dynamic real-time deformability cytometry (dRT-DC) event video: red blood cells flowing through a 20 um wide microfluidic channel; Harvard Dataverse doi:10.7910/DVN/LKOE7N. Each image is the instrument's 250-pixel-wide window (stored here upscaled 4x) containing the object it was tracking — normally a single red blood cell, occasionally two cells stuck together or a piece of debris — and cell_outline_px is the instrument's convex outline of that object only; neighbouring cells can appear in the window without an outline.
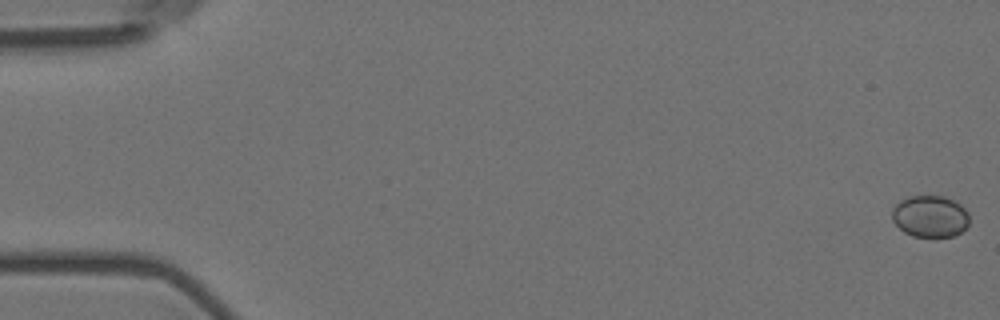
{"species": "Egyptian fruit bat (a non-hibernating species)", "species_latin": "Rousettus aegyptiacus", "temperature_condition": "room temperature", "stored_images_in_passage": 21, "camera_frame_rate_fps": 3000, "um_per_image_px": 0.085, "animal": {"sex": "female"}, "frame": {"image": 1, "passage_image": 1, "time_ms": 0.0, "image_size_px": [1000, 320], "cell_outline_px": [[968, 224], [960, 232], [952, 236], [936, 240], [932, 240], [912, 236], [904, 232], [892, 220], [892, 208], [900, 200], [908, 196], [944, 196], [960, 204], [968, 212]], "centroid_in_image_um": [79.04, 18.43], "position_along_channel_um": 6.0, "area_um2": 19.31}}
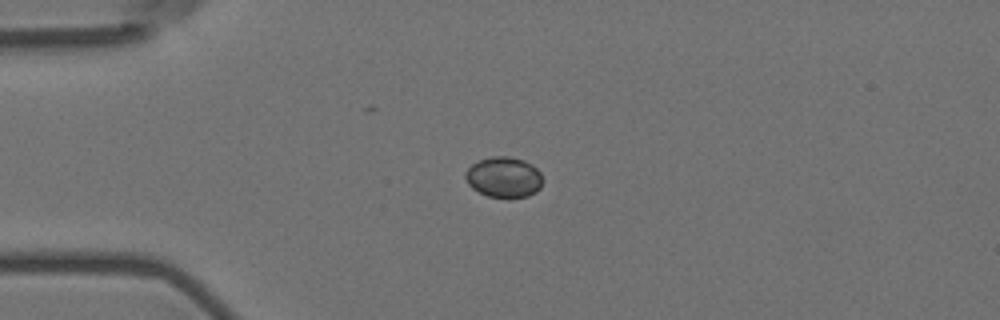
{"frame": {"image": 2, "passage_image": 15, "time_ms": 4.667, "image_size_px": [1000, 320], "cell_outline_px": [[544, 180], [540, 188], [536, 192], [528, 196], [508, 200], [488, 196], [472, 188], [468, 184], [464, 176], [464, 172], [472, 164], [480, 160], [492, 156], [508, 156], [524, 160], [532, 164], [540, 172]], "centroid_in_image_um": [42.85, 15.09], "position_along_channel_um": 42.2, "area_um2": 18.79}}
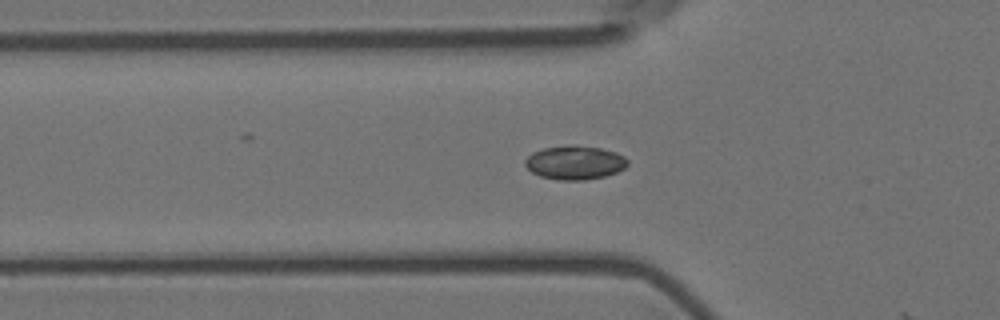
{"frame": {"image": 3, "passage_image": 20, "time_ms": 6.333, "image_size_px": [1000, 320], "cell_outline_px": [[628, 164], [624, 168], [616, 172], [604, 176], [584, 180], [556, 180], [540, 176], [532, 172], [524, 164], [524, 160], [532, 152], [544, 148], [572, 144], [576, 144], [600, 148], [616, 152], [624, 156], [628, 160]], "centroid_in_image_um": [48.85, 13.81], "position_along_channel_um": 77.0, "area_um2": 20.35}}